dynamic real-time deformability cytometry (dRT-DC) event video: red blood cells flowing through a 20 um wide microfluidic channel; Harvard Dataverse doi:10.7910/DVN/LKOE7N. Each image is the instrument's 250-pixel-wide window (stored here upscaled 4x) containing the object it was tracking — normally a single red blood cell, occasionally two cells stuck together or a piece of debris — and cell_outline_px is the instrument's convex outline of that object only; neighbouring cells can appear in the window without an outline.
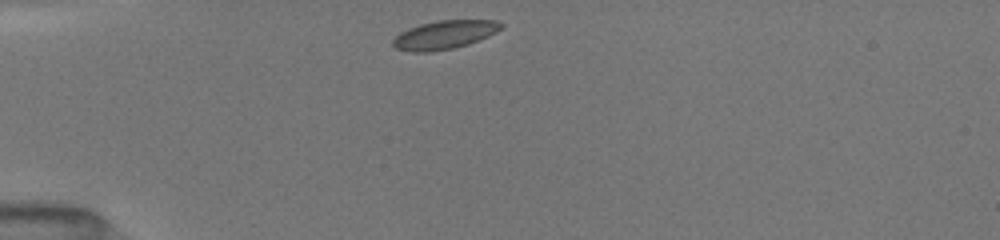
{"species": "common noctule bat (a hibernating species)", "species_latin": "Nyctalus noctula", "temperature_condition": "room temperature", "stored_images_in_passage": 48, "camera_frame_rate_fps": 3000, "um_per_image_px": 0.085, "animal": {"sex": "female", "body_mass_g": 19.5, "forearm_length_mm": 54.1}, "frame": {"image": 1, "passage_image": 1, "time_ms": 0.0, "image_size_px": [1000, 240], "cell_outline_px": [[504, 28], [488, 36], [468, 44], [452, 48], [428, 52], [412, 52], [396, 48], [392, 44], [392, 40], [400, 32], [408, 28], [420, 24], [440, 20], [496, 20], [504, 24]], "centroid_in_image_um": [37.79, 2.95], "position_along_channel_um": 47.2, "area_um2": 17.98}}
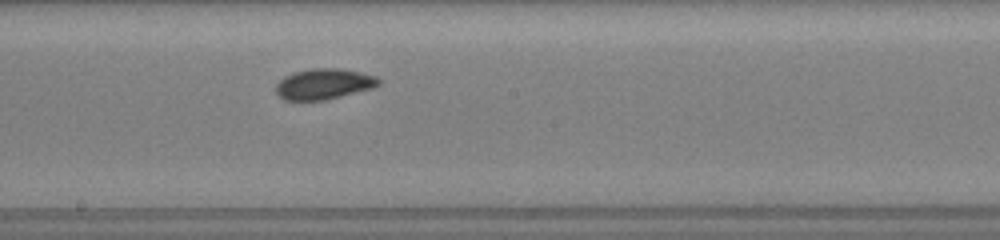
{"frame": {"image": 2, "passage_image": 20, "time_ms": 5.0, "image_size_px": [1000, 240], "cell_outline_px": [[380, 84], [372, 88], [324, 100], [284, 100], [276, 96], [276, 84], [284, 76], [296, 72], [312, 68], [336, 68], [360, 72], [376, 76], [380, 80]], "centroid_in_image_um": [27.49, 7.14], "position_along_channel_um": 220.7, "area_um2": 18.26}}
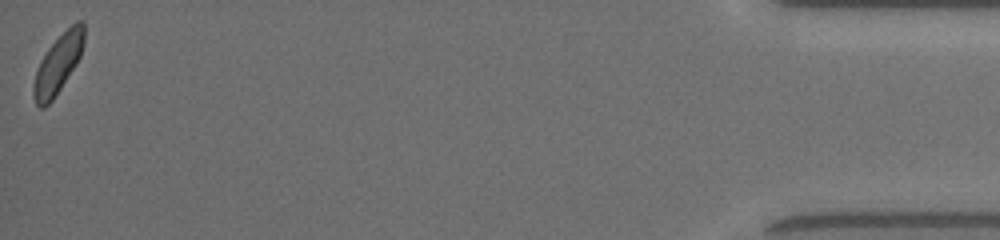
{"frame": {"image": 3, "passage_image": 47, "time_ms": 12.333, "image_size_px": [1000, 240], "cell_outline_px": [[84, 44], [80, 56], [76, 64], [52, 100], [44, 108], [40, 108], [36, 104], [32, 96], [32, 84], [40, 60], [48, 48], [76, 20], [84, 20]], "centroid_in_image_um": [4.92, 5.44], "position_along_channel_um": 430.3, "area_um2": 17.17}, "authors_computed_cell_mechanics": {"area_um2": 17.9469, "velocity_mm_per_s": 4.0097, "shape_relaxation_time_tau1_ms": 2.4972, "shape_relaxation_time_tau2_ms": 4.8573, "deformation_change_tau1": 0.0961, "deformation_change_tau2": 0.0566}}